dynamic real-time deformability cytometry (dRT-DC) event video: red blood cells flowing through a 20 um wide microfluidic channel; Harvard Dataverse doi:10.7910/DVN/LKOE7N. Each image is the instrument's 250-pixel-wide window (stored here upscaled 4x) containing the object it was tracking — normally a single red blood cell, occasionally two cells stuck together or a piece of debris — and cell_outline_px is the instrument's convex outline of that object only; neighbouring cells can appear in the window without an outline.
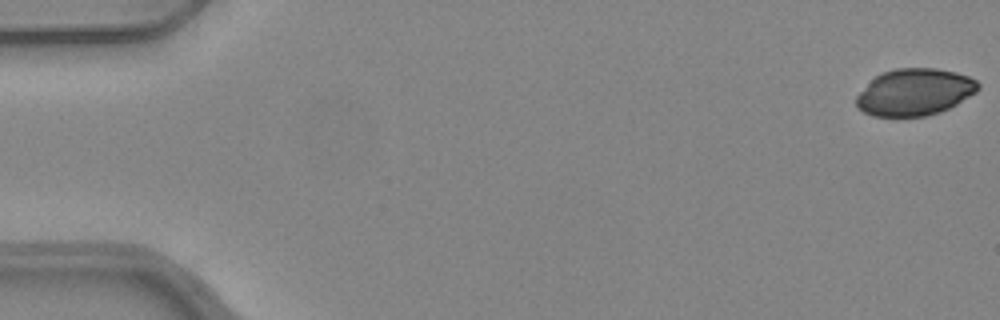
{"species": "common noctule bat (a hibernating species)", "species_latin": "Nyctalus noctula", "temperature_condition": "warm", "stored_images_in_passage": 51, "camera_frame_rate_fps": 3000, "um_per_image_px": 0.085, "animal": {"sex": "female", "body_mass_g": 24.6, "forearm_length_mm": 56.2}, "frame": {"image": 1, "passage_image": 1, "time_ms": 0.0, "image_size_px": [1000, 320], "cell_outline_px": [[980, 88], [976, 92], [956, 104], [940, 112], [924, 116], [872, 116], [864, 112], [856, 104], [856, 96], [876, 76], [884, 72], [896, 68], [936, 68], [956, 72], [968, 76], [976, 80], [980, 84]], "centroid_in_image_um": [77.77, 7.82], "position_along_channel_um": 7.2, "area_um2": 33.0}}
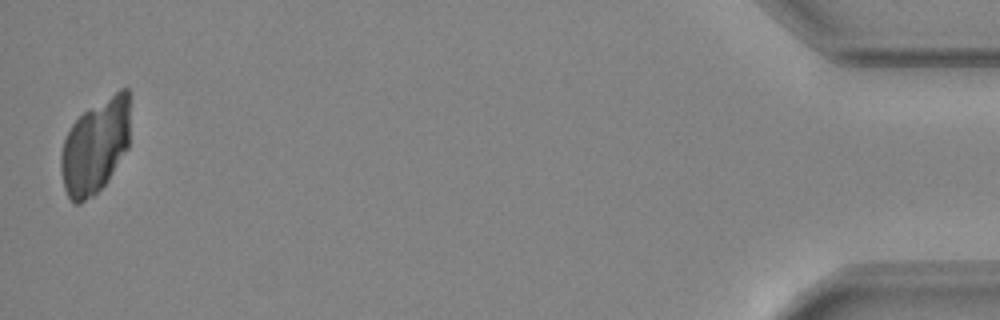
{"frame": {"image": 2, "passage_image": 51, "time_ms": 16.667, "image_size_px": [1000, 320], "cell_outline_px": [[128, 148], [108, 180], [92, 196], [80, 204], [72, 204], [64, 188], [60, 172], [60, 152], [64, 140], [72, 124], [84, 112], [120, 88], [128, 88]], "centroid_in_image_um": [8.07, 12.47], "position_along_channel_um": 427.1, "area_um2": 37.92}}